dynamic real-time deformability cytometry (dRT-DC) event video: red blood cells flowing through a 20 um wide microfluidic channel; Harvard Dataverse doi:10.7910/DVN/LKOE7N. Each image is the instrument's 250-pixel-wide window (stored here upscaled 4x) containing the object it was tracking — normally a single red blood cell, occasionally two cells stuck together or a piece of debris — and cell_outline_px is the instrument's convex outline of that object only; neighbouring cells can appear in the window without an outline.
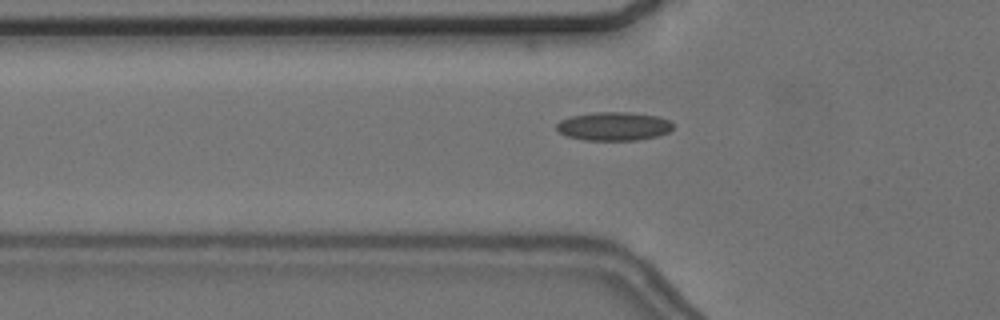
{"species": "common noctule bat (a hibernating species)", "species_latin": "Nyctalus noctula", "temperature_condition": "cold", "stored_images_in_passage": 57, "camera_frame_rate_fps": 3000, "um_per_image_px": 0.085, "animal": {"sex": "female", "body_mass_g": 24.6, "forearm_length_mm": 56.2}, "frame": {"image": 1, "passage_image": 20, "time_ms": 6.333, "image_size_px": [1000, 320], "cell_outline_px": [[672, 128], [668, 132], [656, 136], [636, 140], [584, 140], [568, 136], [560, 132], [556, 128], [556, 124], [560, 120], [572, 116], [596, 112], [628, 112], [660, 116], [672, 120]], "centroid_in_image_um": [52.19, 10.72], "position_along_channel_um": 73.6, "area_um2": 19.36}}
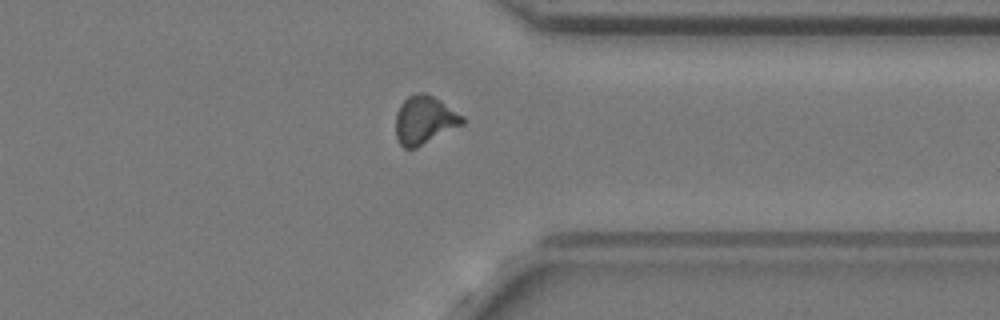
{"frame": {"image": 2, "passage_image": 45, "time_ms": 14.667, "image_size_px": [1000, 320], "cell_outline_px": [[464, 124], [416, 148], [404, 148], [400, 144], [396, 136], [396, 112], [400, 104], [408, 96], [416, 92], [424, 92], [440, 100], [464, 116]], "centroid_in_image_um": [36.07, 10.19], "position_along_channel_um": 375.3, "area_um2": 18.79}}
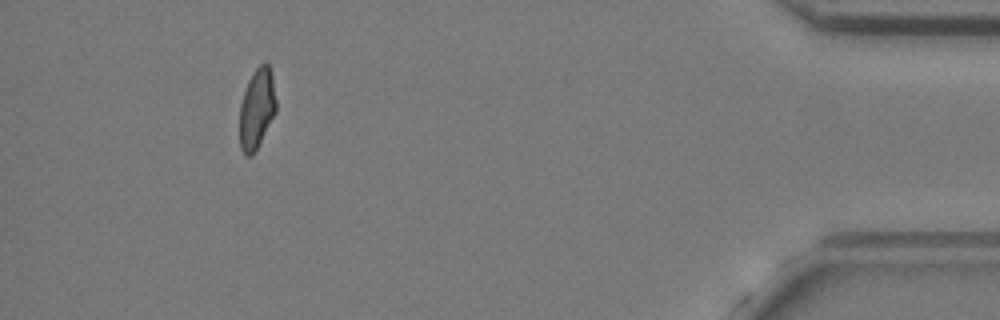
{"frame": {"image": 3, "passage_image": 53, "time_ms": 17.333, "image_size_px": [1000, 320], "cell_outline_px": [[276, 112], [252, 156], [244, 156], [240, 148], [240, 104], [248, 80], [256, 68], [264, 60], [268, 64], [272, 72], [276, 100]], "centroid_in_image_um": [21.83, 9.21], "position_along_channel_um": 413.4, "area_um2": 17.11}, "authors_computed_cell_mechanics": {"area_um2": 17.9758, "velocity_mm_per_s": 3.6569, "shape_relaxation_time_tau1_ms": null, "shape_relaxation_time_tau2_ms": 1.879, "deformation_change_tau1": null, "deformation_change_tau2": 0.0756}}